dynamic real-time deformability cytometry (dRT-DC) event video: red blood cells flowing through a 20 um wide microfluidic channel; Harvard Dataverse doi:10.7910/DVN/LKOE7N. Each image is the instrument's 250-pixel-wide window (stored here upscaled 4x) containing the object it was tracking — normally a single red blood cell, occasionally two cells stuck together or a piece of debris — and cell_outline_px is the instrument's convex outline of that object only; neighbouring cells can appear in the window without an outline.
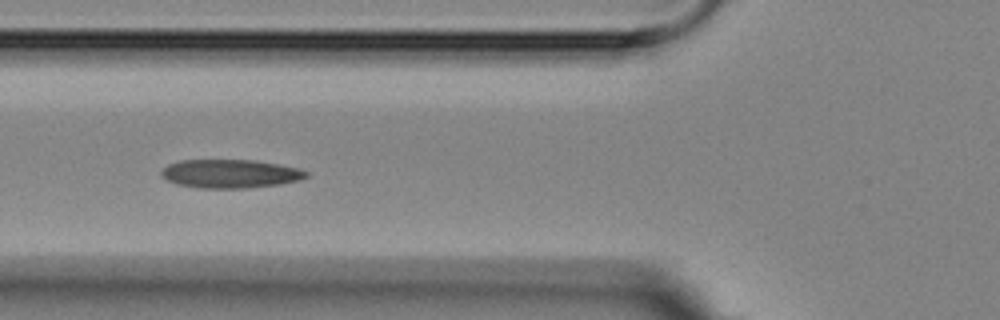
{"species": "Egyptian fruit bat (a non-hibernating species)", "species_latin": "Rousettus aegyptiacus", "temperature_condition": "room temperature", "stored_images_in_passage": 14, "camera_frame_rate_fps": 3000, "um_per_image_px": 0.085, "animal": {"sex": "female"}, "frame": {"image": 1, "passage_image": 4, "time_ms": 3.333, "image_size_px": [1000, 320], "cell_outline_px": [[308, 176], [300, 180], [280, 184], [248, 188], [196, 188], [176, 184], [160, 176], [160, 172], [168, 164], [180, 160], [256, 160], [300, 168], [308, 172]], "centroid_in_image_um": [19.57, 14.77], "position_along_channel_um": 106.2, "area_um2": 24.33}}
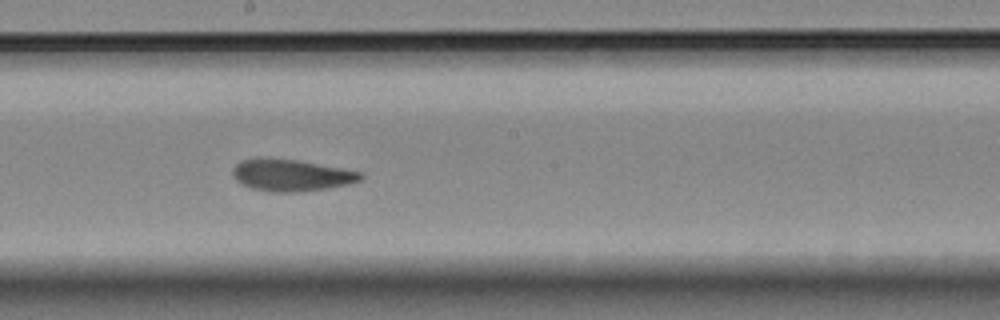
{"frame": {"image": 2, "passage_image": 7, "time_ms": 6.667, "image_size_px": [1000, 320], "cell_outline_px": [[364, 176], [360, 180], [348, 184], [328, 188], [296, 192], [268, 192], [252, 188], [240, 184], [236, 180], [232, 172], [232, 168], [240, 160], [256, 156], [296, 160], [340, 168], [360, 172]], "centroid_in_image_um": [24.67, 14.88], "position_along_channel_um": 223.5, "area_um2": 23.87}}
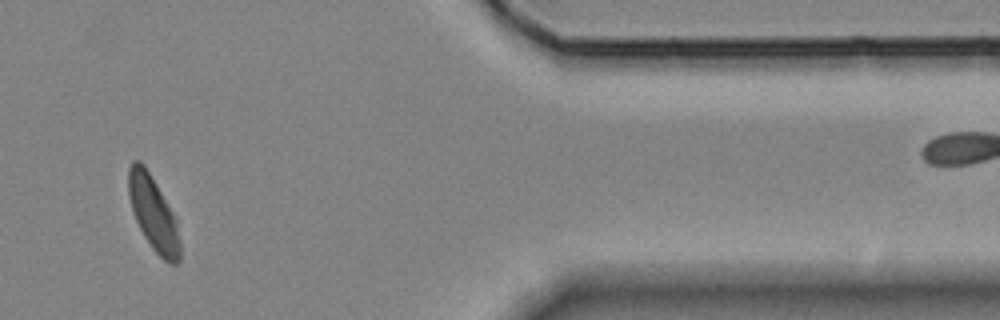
{"frame": {"image": 3, "passage_image": 12, "time_ms": 12.667, "image_size_px": [1000, 320], "cell_outline_px": [[180, 260], [176, 264], [168, 264], [152, 248], [144, 236], [132, 212], [128, 196], [128, 168], [132, 160], [140, 160], [144, 164], [156, 184], [172, 212], [176, 220], [180, 240]], "centroid_in_image_um": [13.01, 18.14], "position_along_channel_um": 398.4, "area_um2": 22.2}, "authors_computed_cell_mechanics": {"area_um2": 23.9003, "velocity_mm_per_s": 3.5178, "shape_relaxation_time_tau1_ms": 6.1996, "shape_relaxation_time_tau2_ms": 1.7657, "deformation_change_tau1": 0.1645, "deformation_change_tau2": 0.0913}}